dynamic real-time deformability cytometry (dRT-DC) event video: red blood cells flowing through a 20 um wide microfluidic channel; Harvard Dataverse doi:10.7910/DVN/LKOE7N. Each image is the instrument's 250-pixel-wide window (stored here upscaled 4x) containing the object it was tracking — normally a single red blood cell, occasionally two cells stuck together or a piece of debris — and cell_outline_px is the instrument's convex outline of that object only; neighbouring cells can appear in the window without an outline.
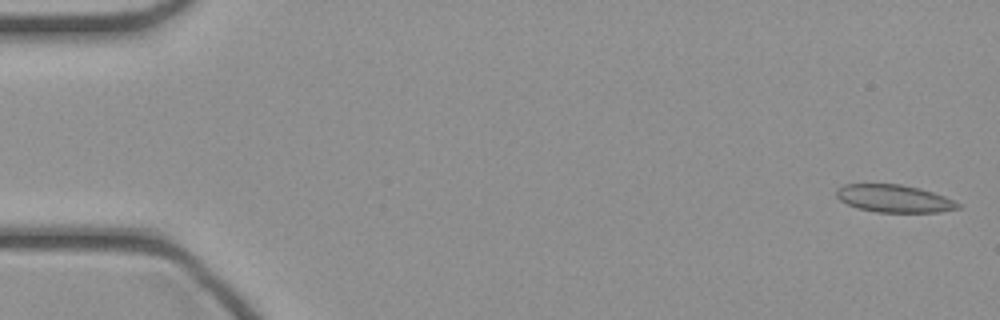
{"species": "common noctule bat (a hibernating species)", "species_latin": "Nyctalus noctula", "temperature_condition": "cold", "stored_images_in_passage": 47, "segment_of_instrument_passage": [1, 2], "camera_frame_rate_fps": 3000, "um_per_image_px": 0.085, "animal": {"sex": "female", "body_mass_g": 21.9}, "frame": {"image": 1, "passage_image": 1, "time_ms": 0.0, "image_size_px": [1000, 320], "cell_outline_px": [[960, 208], [940, 212], [876, 212], [856, 208], [840, 200], [836, 196], [836, 188], [844, 184], [900, 184], [920, 188], [944, 196], [960, 204]], "centroid_in_image_um": [75.97, 16.87], "position_along_channel_um": 9.0, "area_um2": 19.54}}
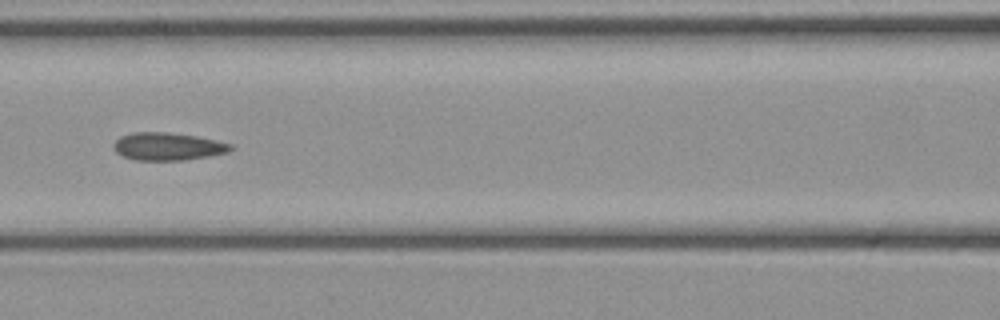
{"frame": {"image": 2, "passage_image": 20, "time_ms": 6.333, "image_size_px": [1000, 320], "cell_outline_px": [[232, 148], [228, 152], [208, 156], [184, 160], [136, 160], [124, 156], [116, 152], [112, 148], [112, 144], [120, 136], [132, 132], [164, 132], [196, 136], [216, 140], [232, 144]], "centroid_in_image_um": [14.23, 12.44], "position_along_channel_um": 152.4, "area_um2": 18.84}}
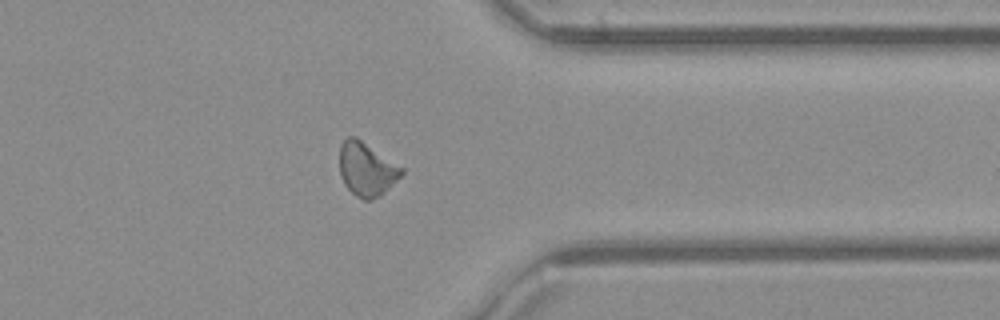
{"frame": {"image": 3, "passage_image": 36, "time_ms": 11.667, "image_size_px": [1000, 320], "cell_outline_px": [[404, 172], [380, 196], [372, 200], [364, 200], [356, 196], [344, 184], [340, 176], [340, 144], [348, 136], [356, 136], [404, 168]], "centroid_in_image_um": [31.15, 14.37], "position_along_channel_um": 380.3, "area_um2": 19.36}}